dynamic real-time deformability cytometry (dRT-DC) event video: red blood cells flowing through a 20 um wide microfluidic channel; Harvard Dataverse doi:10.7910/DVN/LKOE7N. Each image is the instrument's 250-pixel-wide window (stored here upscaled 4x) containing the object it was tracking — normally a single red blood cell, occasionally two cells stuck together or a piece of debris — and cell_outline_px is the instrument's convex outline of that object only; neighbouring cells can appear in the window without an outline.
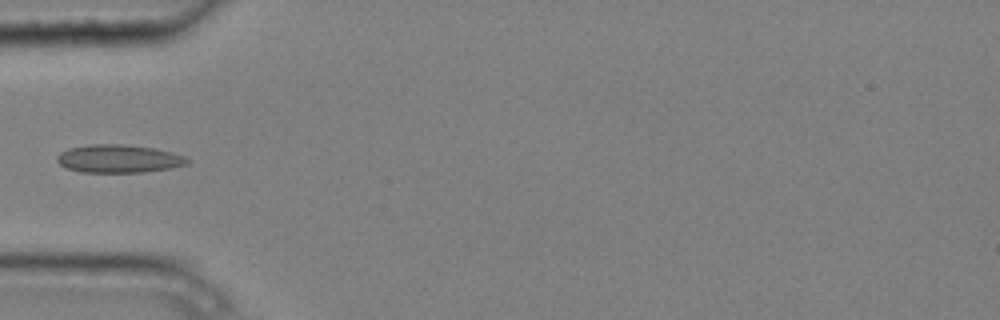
{"species": "common noctule bat (a hibernating species)", "species_latin": "Nyctalus noctula", "temperature_condition": "cold", "stored_images_in_passage": 6, "camera_frame_rate_fps": 3000, "um_per_image_px": 0.085, "animal": {"sex": "male", "body_mass_g": 20.4}, "frame": {"image": 1, "passage_image": 5, "time_ms": 1.333, "image_size_px": [1000, 320], "cell_outline_px": [[188, 164], [172, 168], [144, 172], [80, 172], [68, 168], [60, 164], [56, 160], [56, 156], [60, 152], [68, 148], [88, 144], [124, 144], [152, 148], [172, 152], [184, 156], [188, 160]], "centroid_in_image_um": [10.07, 13.49], "position_along_channel_um": 74.9, "area_um2": 21.33}}
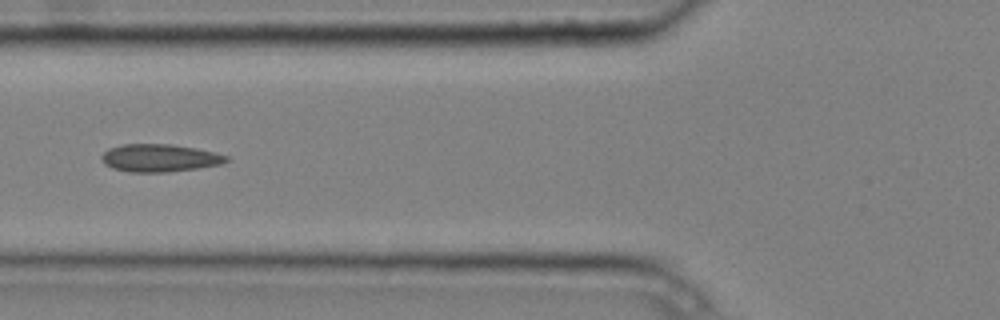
{"frame": {"image": 2, "passage_image": 6, "time_ms": 1.667, "image_size_px": [1000, 320], "cell_outline_px": [[228, 160], [220, 164], [196, 168], [168, 172], [128, 172], [112, 168], [104, 164], [100, 160], [100, 156], [108, 148], [124, 144], [172, 144], [196, 148], [216, 152], [228, 156]], "centroid_in_image_um": [13.52, 13.42], "position_along_channel_um": 112.3, "area_um2": 20.23}}